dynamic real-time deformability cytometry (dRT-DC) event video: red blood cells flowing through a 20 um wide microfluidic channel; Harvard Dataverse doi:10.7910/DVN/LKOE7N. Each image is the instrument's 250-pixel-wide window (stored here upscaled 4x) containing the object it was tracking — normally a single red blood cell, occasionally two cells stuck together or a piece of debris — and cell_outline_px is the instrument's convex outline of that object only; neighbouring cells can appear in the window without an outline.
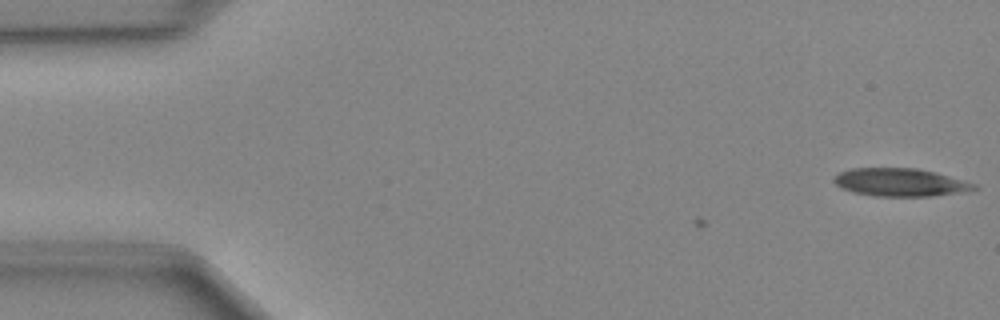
{"species": "Egyptian fruit bat (a non-hibernating species)", "species_latin": "Rousettus aegyptiacus", "temperature_condition": "cold", "stored_images_in_passage": 3, "camera_frame_rate_fps": 3000, "um_per_image_px": 0.085, "animal": {"sex": "female"}, "frame": {"image": 1, "passage_image": 3, "time_ms": 0.667, "image_size_px": [1000, 320], "cell_outline_px": [[980, 188], [964, 192], [932, 196], [876, 196], [852, 192], [840, 188], [832, 180], [832, 176], [840, 172], [852, 168], [916, 168], [936, 172], [980, 184]], "centroid_in_image_um": [76.56, 15.5], "position_along_channel_um": 8.4, "area_um2": 23.24}}